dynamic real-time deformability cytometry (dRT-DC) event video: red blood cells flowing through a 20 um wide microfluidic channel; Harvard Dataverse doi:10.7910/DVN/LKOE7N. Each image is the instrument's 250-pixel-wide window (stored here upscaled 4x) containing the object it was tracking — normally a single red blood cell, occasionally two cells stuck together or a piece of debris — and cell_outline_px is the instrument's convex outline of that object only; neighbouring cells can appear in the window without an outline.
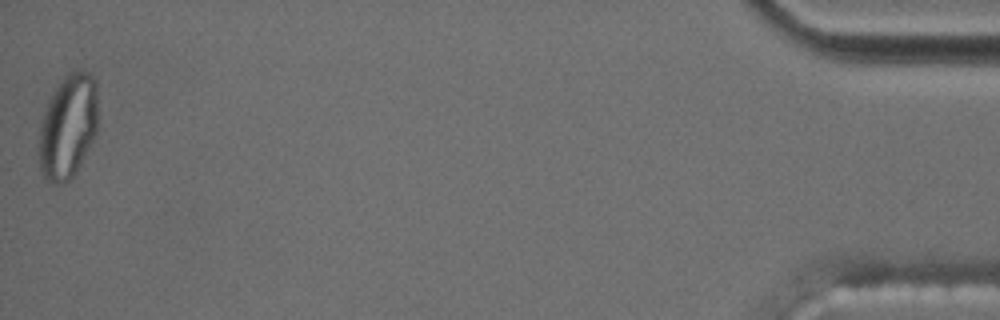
{"species": "common noctule bat (a hibernating species)", "species_latin": "Nyctalus noctula", "temperature_condition": "cold", "stored_images_in_passage": 57, "segment_of_instrument_passage": [2, 2], "camera_frame_rate_fps": 3000, "um_per_image_px": 0.085, "animal": {"sex": "male", "body_mass_g": 17.5, "forearm_length_mm": 52.3}, "frame": {"image": 1, "passage_image": 57, "time_ms": 18.667, "image_size_px": [1000, 320], "cell_outline_px": [[96, 132], [80, 164], [72, 176], [68, 180], [60, 184], [56, 184], [48, 180], [44, 176], [40, 168], [36, 152], [40, 128], [48, 104], [60, 80], [68, 72], [80, 68], [88, 72], [96, 80]], "centroid_in_image_um": [5.76, 10.74], "position_along_channel_um": 429.4, "area_um2": 35.55}}